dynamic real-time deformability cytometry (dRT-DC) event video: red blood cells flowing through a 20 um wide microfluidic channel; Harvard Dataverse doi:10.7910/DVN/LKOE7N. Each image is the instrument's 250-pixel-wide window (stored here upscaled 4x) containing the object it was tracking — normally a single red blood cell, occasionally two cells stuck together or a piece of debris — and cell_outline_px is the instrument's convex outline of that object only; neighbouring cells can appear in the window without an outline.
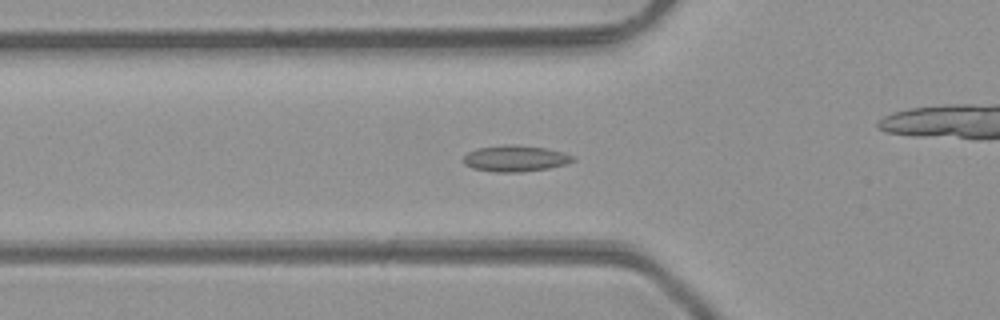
{"species": "common noctule bat (a hibernating species)", "species_latin": "Nyctalus noctula", "temperature_condition": "room temperature", "stored_images_in_passage": 44, "camera_frame_rate_fps": 3000, "um_per_image_px": 0.085, "animal": {"sex": "male", "body_mass_g": 23.1, "forearm_length_mm": 52.7}, "frame": {"image": 1, "passage_image": 12, "time_ms": 3.667, "image_size_px": [1000, 320], "cell_outline_px": [[576, 160], [564, 164], [548, 168], [520, 172], [496, 172], [472, 168], [464, 164], [464, 156], [468, 152], [476, 148], [508, 144], [516, 144], [544, 148], [564, 152], [572, 156]], "centroid_in_image_um": [43.78, 13.46], "position_along_channel_um": 82.0, "area_um2": 16.65}}
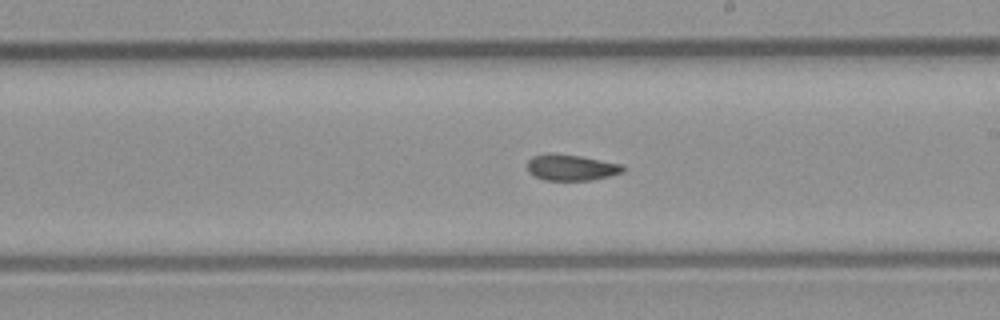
{"frame": {"image": 2, "passage_image": 23, "time_ms": 7.333, "image_size_px": [1000, 320], "cell_outline_px": [[624, 172], [592, 180], [544, 180], [528, 172], [528, 160], [532, 156], [580, 156], [624, 164]], "centroid_in_image_um": [48.63, 14.28], "position_along_channel_um": 240.4, "area_um2": 13.93}}
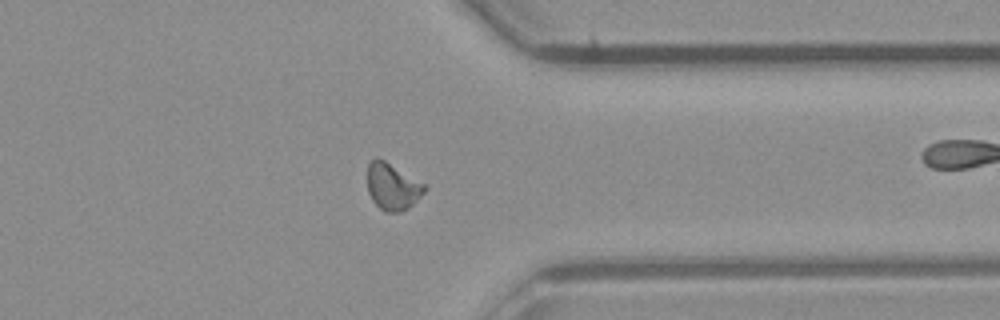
{"frame": {"image": 3, "passage_image": 33, "time_ms": 10.667, "image_size_px": [1000, 320], "cell_outline_px": [[428, 188], [408, 208], [400, 212], [384, 212], [372, 200], [368, 192], [368, 164], [376, 156], [384, 160], [424, 184]], "centroid_in_image_um": [33.34, 15.87], "position_along_channel_um": 378.1, "area_um2": 15.32}, "authors_computed_cell_mechanics": {"area_um2": 15.028, "velocity_mm_per_s": 4.2935, "shape_relaxation_time_tau1_ms": null, "shape_relaxation_time_tau2_ms": 2.3453, "deformation_change_tau1": null, "deformation_change_tau2": 0.0663}}